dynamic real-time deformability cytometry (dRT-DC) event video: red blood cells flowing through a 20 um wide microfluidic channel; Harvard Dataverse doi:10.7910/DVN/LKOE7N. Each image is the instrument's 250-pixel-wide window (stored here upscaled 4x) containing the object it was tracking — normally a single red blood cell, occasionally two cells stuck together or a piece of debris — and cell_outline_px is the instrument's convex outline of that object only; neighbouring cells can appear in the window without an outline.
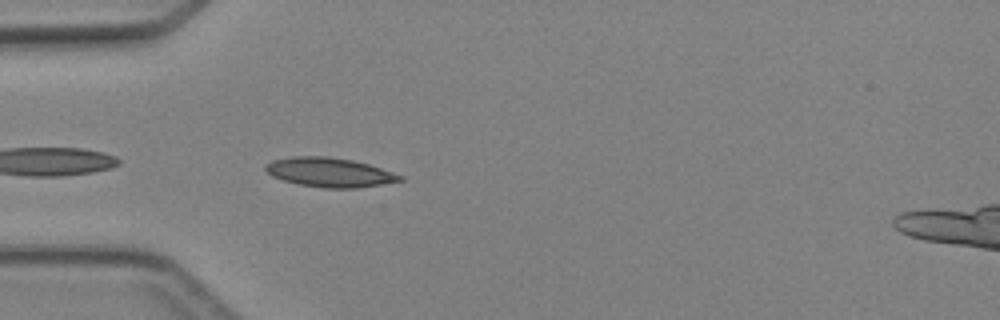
{"species": "Egyptian fruit bat (a non-hibernating species)", "species_latin": "Rousettus aegyptiacus", "temperature_condition": "cold", "stored_images_in_passage": 5, "camera_frame_rate_fps": 3000, "um_per_image_px": 0.085, "animal": {"sex": "female"}, "frame": {"image": 1, "passage_image": 4, "time_ms": 3.333, "image_size_px": [1000, 320], "cell_outline_px": [[404, 180], [356, 188], [324, 188], [300, 184], [284, 180], [272, 176], [264, 168], [272, 160], [292, 156], [328, 156], [352, 160], [368, 164], [404, 176]], "centroid_in_image_um": [28.02, 14.64], "position_along_channel_um": 57.0, "area_um2": 22.72}}